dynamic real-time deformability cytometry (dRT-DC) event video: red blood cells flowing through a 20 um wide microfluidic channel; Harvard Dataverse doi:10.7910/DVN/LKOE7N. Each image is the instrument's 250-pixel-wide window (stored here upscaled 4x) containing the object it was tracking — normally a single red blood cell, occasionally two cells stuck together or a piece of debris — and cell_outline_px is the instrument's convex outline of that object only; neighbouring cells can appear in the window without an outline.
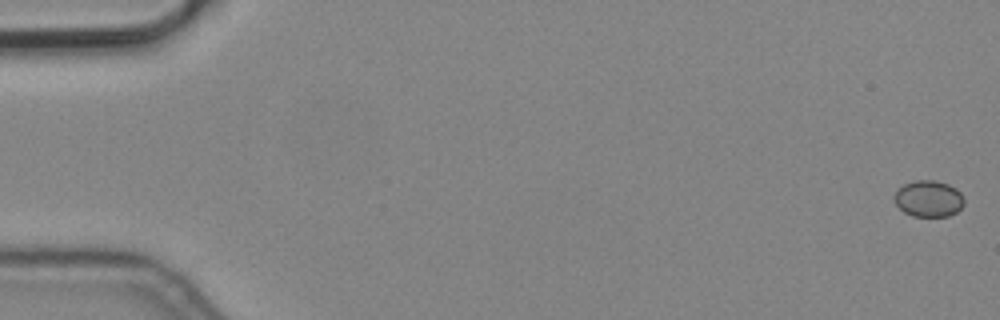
{"species": "common noctule bat (a hibernating species)", "species_latin": "Nyctalus noctula", "temperature_condition": "cold", "stored_images_in_passage": 4, "camera_frame_rate_fps": 3000, "um_per_image_px": 0.085, "animal": {"sex": "male", "body_mass_g": 19.2, "forearm_length_mm": 51.8}, "frame": {"image": 1, "passage_image": 1, "time_ms": 0.0, "image_size_px": [1000, 320], "cell_outline_px": [[964, 204], [956, 212], [948, 216], [912, 216], [904, 212], [896, 204], [892, 196], [896, 188], [904, 184], [916, 180], [936, 180], [948, 184], [956, 188], [964, 196]], "centroid_in_image_um": [78.91, 16.87], "position_along_channel_um": 6.1, "area_um2": 15.03}}